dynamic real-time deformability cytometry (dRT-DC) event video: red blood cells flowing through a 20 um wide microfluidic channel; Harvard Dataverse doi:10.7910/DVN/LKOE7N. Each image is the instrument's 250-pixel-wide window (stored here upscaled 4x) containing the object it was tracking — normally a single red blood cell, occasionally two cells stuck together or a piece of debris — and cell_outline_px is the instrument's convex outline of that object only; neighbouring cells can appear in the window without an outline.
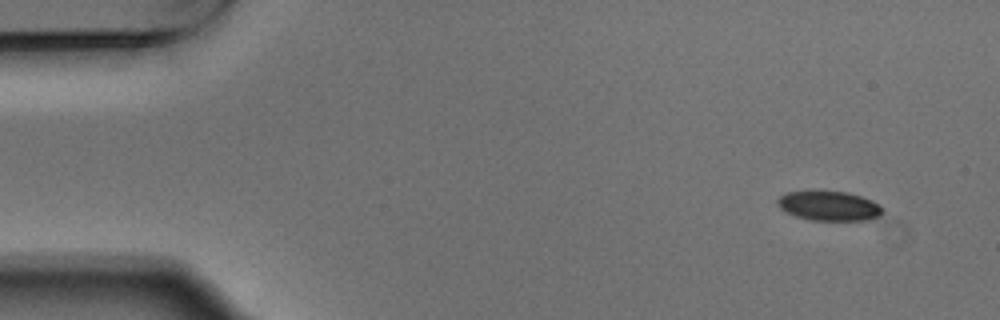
{"species": "Egyptian fruit bat (a non-hibernating species)", "species_latin": "Rousettus aegyptiacus", "temperature_condition": "warm", "stored_images_in_passage": 4, "camera_frame_rate_fps": 3000, "um_per_image_px": 0.085, "animal": {"sex": "male"}, "frame": {"image": 1, "passage_image": 1, "time_ms": 0.0, "image_size_px": [1000, 320], "cell_outline_px": [[884, 212], [880, 216], [868, 220], [812, 220], [796, 216], [780, 208], [776, 200], [784, 192], [808, 188], [812, 188], [848, 192], [872, 200], [880, 204], [884, 208]], "centroid_in_image_um": [70.45, 17.44], "position_along_channel_um": 14.5, "area_um2": 18.96}}
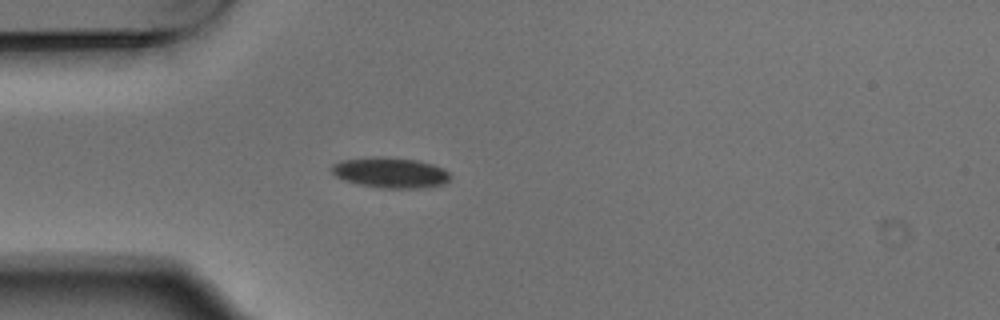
{"frame": {"image": 2, "passage_image": 4, "time_ms": 1.0, "image_size_px": [1000, 320], "cell_outline_px": [[452, 176], [444, 184], [420, 188], [380, 188], [360, 184], [344, 180], [336, 176], [332, 172], [332, 164], [340, 160], [372, 156], [384, 156], [416, 160], [432, 164], [444, 168]], "centroid_in_image_um": [33.18, 14.66], "position_along_channel_um": 51.8, "area_um2": 21.21}}